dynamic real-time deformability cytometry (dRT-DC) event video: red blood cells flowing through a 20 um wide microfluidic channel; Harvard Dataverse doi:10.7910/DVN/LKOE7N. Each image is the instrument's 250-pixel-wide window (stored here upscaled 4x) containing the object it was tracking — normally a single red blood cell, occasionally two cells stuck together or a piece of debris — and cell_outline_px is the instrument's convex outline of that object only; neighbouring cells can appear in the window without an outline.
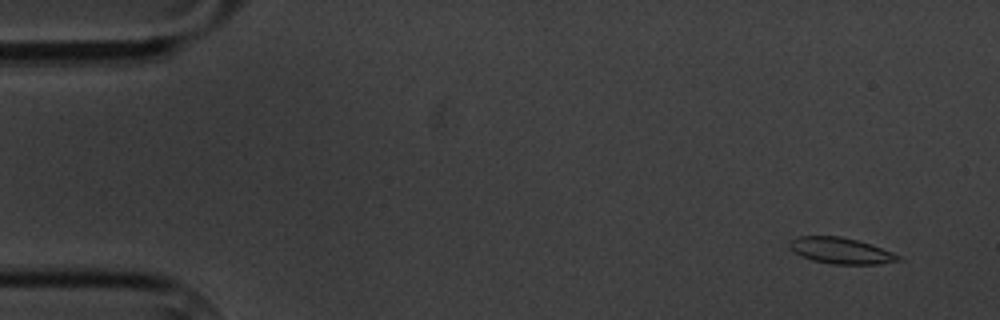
{"species": "common noctule bat (a hibernating species)", "species_latin": "Nyctalus noctula", "temperature_condition": "cold", "stored_images_in_passage": 59, "camera_frame_rate_fps": 3000, "um_per_image_px": 0.085, "animal": {"sex": "male", "body_mass_g": 20.1, "forearm_length_mm": 53.5}, "frame": {"image": 1, "passage_image": 4, "time_ms": 1.0, "image_size_px": [1000, 320], "cell_outline_px": [[904, 260], [880, 264], [832, 264], [812, 260], [800, 256], [788, 248], [788, 240], [800, 236], [840, 236], [872, 244], [892, 252], [900, 256]], "centroid_in_image_um": [71.45, 21.31], "position_along_channel_um": 13.5, "area_um2": 16.76}}
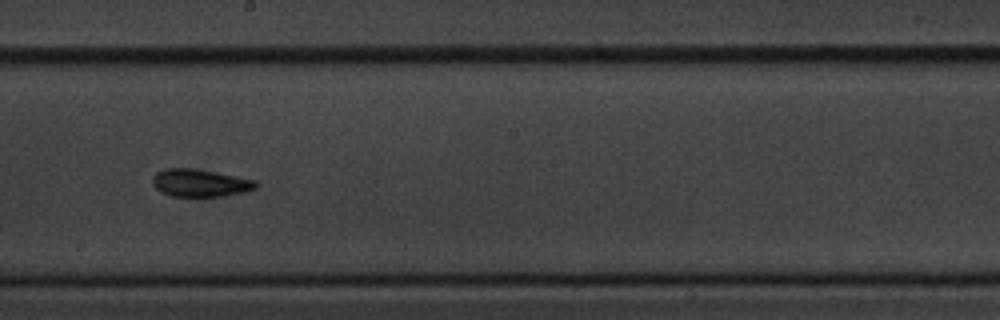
{"frame": {"image": 2, "passage_image": 33, "time_ms": 10.667, "image_size_px": [1000, 320], "cell_outline_px": [[260, 184], [256, 188], [244, 192], [224, 196], [172, 196], [160, 192], [152, 184], [152, 176], [156, 172], [164, 168], [192, 168], [216, 172], [256, 180]], "centroid_in_image_um": [17.0, 15.54], "position_along_channel_um": 231.2, "area_um2": 16.76}}
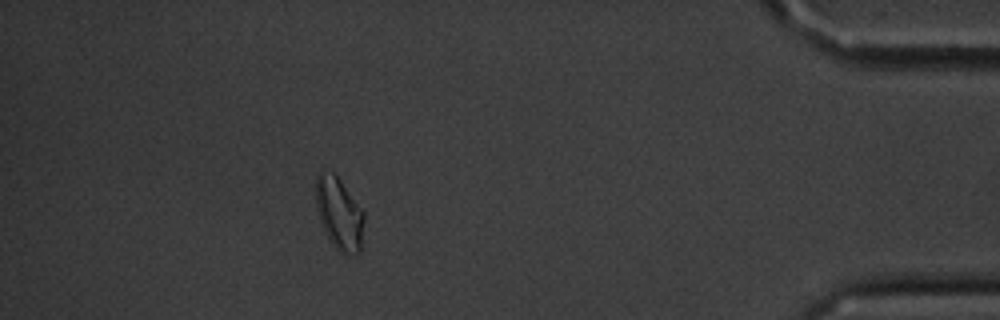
{"frame": {"image": 3, "passage_image": 53, "time_ms": 17.333, "image_size_px": [1000, 320], "cell_outline_px": [[364, 220], [360, 252], [356, 256], [340, 252], [328, 240], [320, 220], [316, 208], [316, 172], [320, 168], [332, 172], [340, 180], [364, 212]], "centroid_in_image_um": [28.81, 18.14], "position_along_channel_um": 406.4, "area_um2": 20.52}, "authors_computed_cell_mechanics": {"area_um2": 16.473, "velocity_mm_per_s": 3.3719, "shape_relaxation_time_tau1_ms": 5.8094, "shape_relaxation_time_tau2_ms": 6.1025, "deformation_change_tau1": 0.1106, "deformation_change_tau2": 0.1106}}